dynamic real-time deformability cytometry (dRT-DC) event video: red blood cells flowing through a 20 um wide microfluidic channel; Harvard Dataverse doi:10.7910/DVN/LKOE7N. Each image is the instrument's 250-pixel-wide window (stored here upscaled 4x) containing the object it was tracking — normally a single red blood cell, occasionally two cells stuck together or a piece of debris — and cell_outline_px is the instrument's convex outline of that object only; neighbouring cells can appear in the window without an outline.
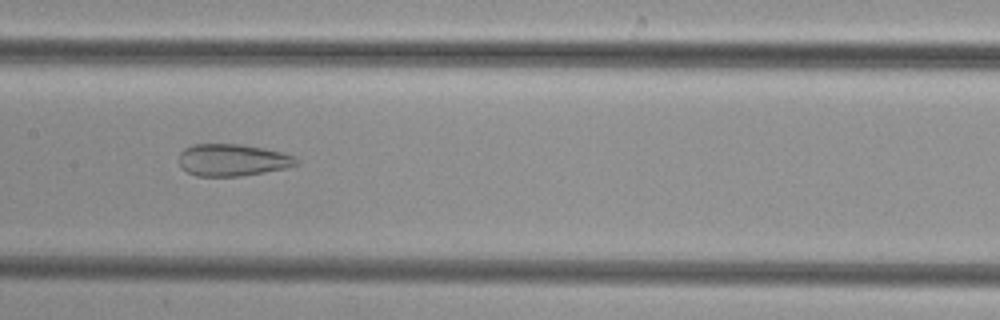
{"species": "common noctule bat (a hibernating species)", "species_latin": "Nyctalus noctula", "temperature_condition": "cold", "stored_images_in_passage": 51, "camera_frame_rate_fps": 3000, "um_per_image_px": 0.085, "animal": {"sex": "female", "body_mass_g": 29.2, "forearm_length_mm": 56.3}, "frame": {"image": 1, "passage_image": 26, "time_ms": 8.333, "image_size_px": [1000, 320], "cell_outline_px": [[300, 164], [284, 168], [264, 172], [240, 176], [196, 176], [180, 168], [180, 152], [184, 148], [192, 144], [240, 144], [264, 148], [296, 156], [300, 160]], "centroid_in_image_um": [19.77, 13.6], "position_along_channel_um": 187.6, "area_um2": 22.02}}
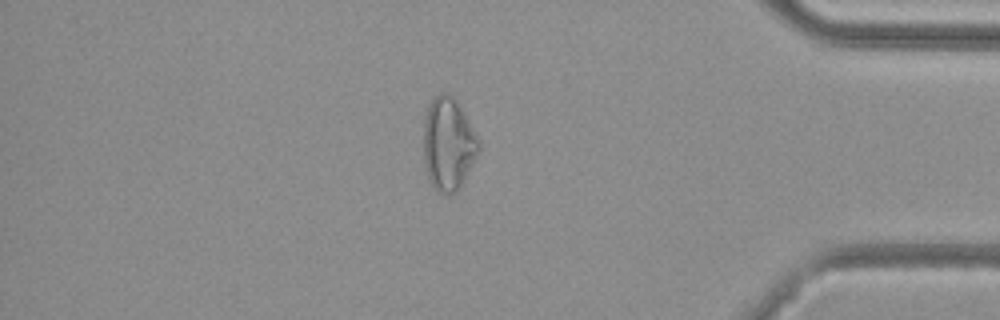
{"frame": {"image": 2, "passage_image": 44, "time_ms": 14.333, "image_size_px": [1000, 320], "cell_outline_px": [[480, 148], [460, 188], [456, 192], [440, 192], [428, 180], [424, 160], [424, 112], [428, 104], [440, 92], [448, 92], [460, 104], [480, 140]], "centroid_in_image_um": [38.1, 12.18], "position_along_channel_um": 397.1, "area_um2": 29.94}}
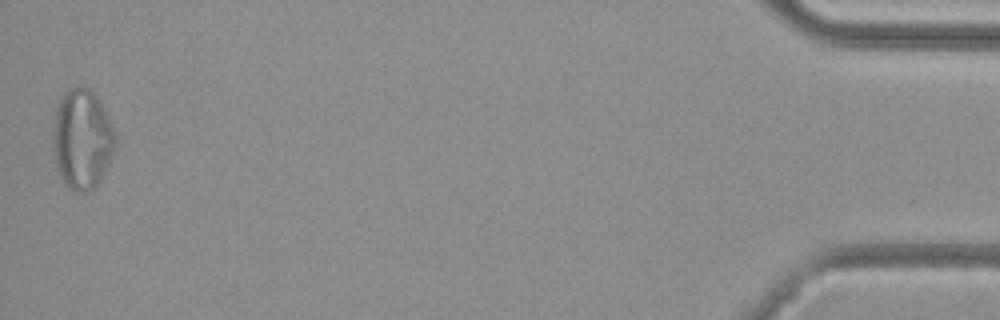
{"frame": {"image": 3, "passage_image": 51, "time_ms": 16.667, "image_size_px": [1000, 320], "cell_outline_px": [[116, 144], [108, 164], [100, 180], [92, 188], [84, 192], [72, 192], [64, 184], [56, 168], [52, 152], [52, 128], [56, 108], [60, 96], [68, 88], [88, 88], [100, 100], [104, 108], [116, 136]], "centroid_in_image_um": [6.93, 11.84], "position_along_channel_um": 428.3, "area_um2": 36.65}}